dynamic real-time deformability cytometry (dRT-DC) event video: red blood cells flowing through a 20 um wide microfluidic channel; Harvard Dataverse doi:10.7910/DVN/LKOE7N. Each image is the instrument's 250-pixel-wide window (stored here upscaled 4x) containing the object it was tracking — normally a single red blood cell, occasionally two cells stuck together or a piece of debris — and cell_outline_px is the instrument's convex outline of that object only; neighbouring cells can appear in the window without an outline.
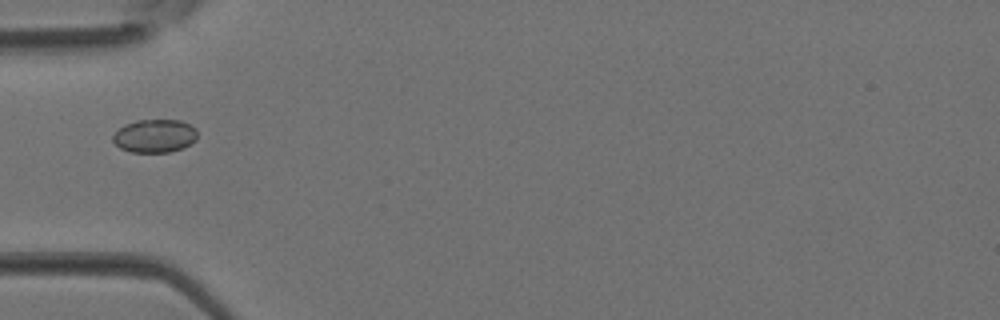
{"species": "Egyptian fruit bat (a non-hibernating species)", "species_latin": "Rousettus aegyptiacus", "temperature_condition": "room temperature", "stored_images_in_passage": 3, "camera_frame_rate_fps": 3000, "um_per_image_px": 0.085, "animal": {"sex": "female"}, "frame": {"image": 1, "passage_image": 2, "time_ms": 0.333, "image_size_px": [1000, 320], "cell_outline_px": [[196, 140], [184, 148], [168, 152], [132, 152], [120, 148], [112, 140], [112, 136], [124, 124], [136, 120], [180, 120], [196, 128]], "centroid_in_image_um": [13.15, 11.55], "position_along_channel_um": 71.9, "area_um2": 16.36}}